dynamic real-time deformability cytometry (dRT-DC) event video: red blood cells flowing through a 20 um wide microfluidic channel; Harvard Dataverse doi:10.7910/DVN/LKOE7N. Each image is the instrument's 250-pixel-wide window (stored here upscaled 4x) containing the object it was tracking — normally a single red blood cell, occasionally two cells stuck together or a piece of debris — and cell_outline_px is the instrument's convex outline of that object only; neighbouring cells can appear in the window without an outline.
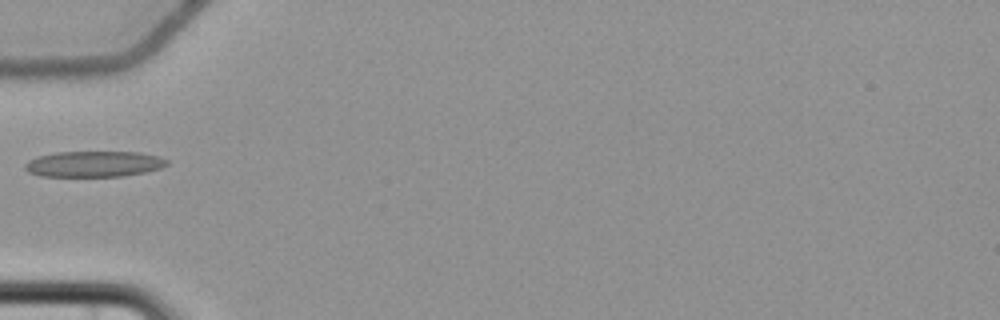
{"species": "common noctule bat (a hibernating species)", "species_latin": "Nyctalus noctula", "temperature_condition": "cold", "stored_images_in_passage": 3, "camera_frame_rate_fps": 3000, "um_per_image_px": 0.085, "animal": {"sex": "female", "body_mass_g": 22.7, "forearm_length_mm": 54.2}, "frame": {"image": 1, "passage_image": 3, "time_ms": 2.333, "image_size_px": [1000, 320], "cell_outline_px": [[168, 164], [160, 168], [144, 172], [124, 176], [40, 176], [28, 172], [24, 168], [24, 164], [28, 160], [36, 156], [56, 152], [140, 152], [156, 156], [168, 160]], "centroid_in_image_um": [7.93, 13.93], "position_along_channel_um": 77.1, "area_um2": 21.39}}